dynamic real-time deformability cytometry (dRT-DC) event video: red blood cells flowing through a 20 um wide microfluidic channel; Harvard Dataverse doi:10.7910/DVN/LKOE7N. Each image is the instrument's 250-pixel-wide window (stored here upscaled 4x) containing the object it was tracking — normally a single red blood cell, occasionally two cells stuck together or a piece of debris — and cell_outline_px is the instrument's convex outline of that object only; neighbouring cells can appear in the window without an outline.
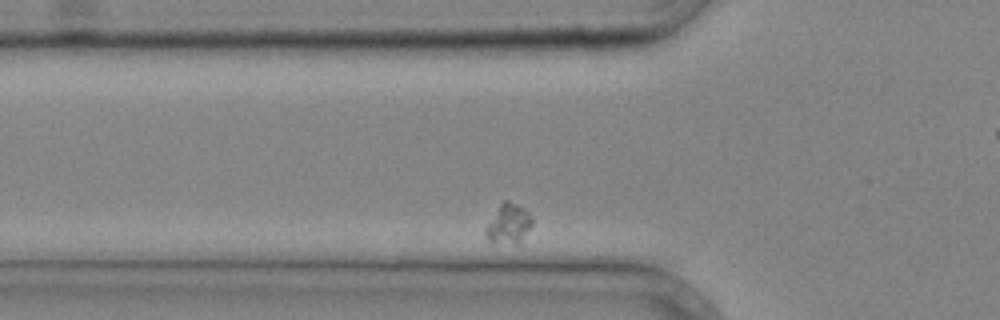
{"species": "common noctule bat (a hibernating species)", "species_latin": "Nyctalus noctula", "temperature_condition": "cold", "stored_images_in_passage": 32, "camera_frame_rate_fps": 3000, "um_per_image_px": 0.085, "animal": {"sex": "male", "body_mass_g": 20.4}, "frame": {"image": 1, "passage_image": 2, "time_ms": 0.333, "image_size_px": [1000, 320], "cell_outline_px": [[532, 224], [520, 244], [488, 240], [484, 232], [484, 228], [500, 204], [504, 200], [508, 200], [524, 208], [532, 216]], "centroid_in_image_um": [43.23, 19.01], "position_along_channel_um": 82.6, "area_um2": 10.64}}